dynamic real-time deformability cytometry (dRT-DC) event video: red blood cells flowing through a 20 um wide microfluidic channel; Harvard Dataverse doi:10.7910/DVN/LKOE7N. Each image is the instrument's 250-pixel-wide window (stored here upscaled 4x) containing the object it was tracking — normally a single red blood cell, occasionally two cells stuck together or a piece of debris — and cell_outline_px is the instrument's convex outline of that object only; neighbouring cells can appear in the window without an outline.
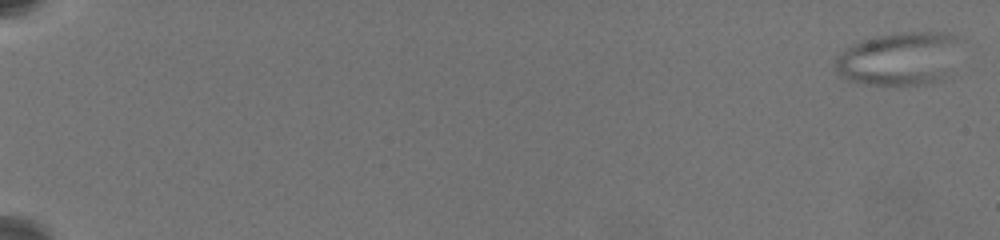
{"species": "common noctule bat (a hibernating species)", "species_latin": "Nyctalus noctula", "temperature_condition": "warm", "stored_images_in_passage": 32, "camera_frame_rate_fps": 3000, "um_per_image_px": 0.085, "animal": {"sex": "female", "body_mass_g": 19.5, "forearm_length_mm": 54.1}, "frame": {"image": 1, "passage_image": 1, "time_ms": 0.0, "image_size_px": [1000, 240], "cell_outline_px": [[964, 40], [944, 76], [936, 80], [924, 84], [864, 84], [848, 80], [840, 76], [836, 72], [836, 56], [852, 44], [876, 36], [900, 32], [948, 32]], "centroid_in_image_um": [76.43, 4.95], "position_along_channel_um": 8.6, "area_um2": 38.67}}